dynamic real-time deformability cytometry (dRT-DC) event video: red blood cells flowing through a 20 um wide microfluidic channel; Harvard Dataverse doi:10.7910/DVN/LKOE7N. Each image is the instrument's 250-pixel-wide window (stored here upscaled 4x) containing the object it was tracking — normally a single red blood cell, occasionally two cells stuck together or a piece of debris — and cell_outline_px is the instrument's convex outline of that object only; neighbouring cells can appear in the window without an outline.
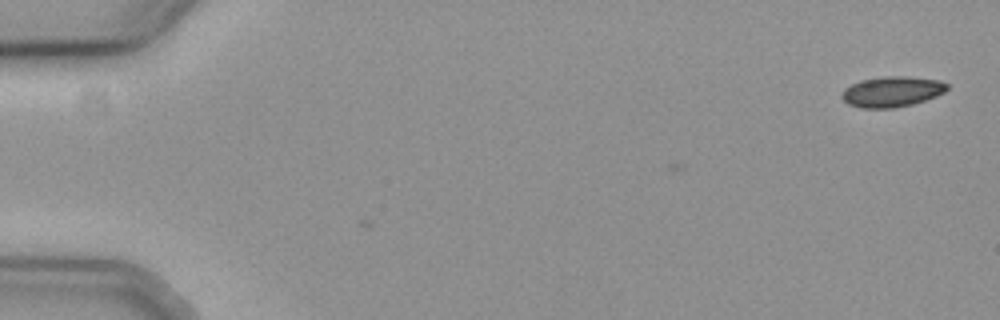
{"species": "common noctule bat (a hibernating species)", "species_latin": "Nyctalus noctula", "temperature_condition": "cold", "stored_images_in_passage": 3, "camera_frame_rate_fps": 3000, "um_per_image_px": 0.085, "animal": {"sex": "female", "body_mass_g": 19.3, "forearm_length_mm": 54.1}, "frame": {"image": 1, "passage_image": 1, "time_ms": 0.0, "image_size_px": [1000, 320], "cell_outline_px": [[948, 88], [944, 92], [936, 96], [912, 104], [892, 108], [860, 108], [848, 104], [840, 96], [840, 92], [844, 88], [860, 80], [884, 76], [908, 76], [940, 80], [948, 84]], "centroid_in_image_um": [75.79, 7.78], "position_along_channel_um": 9.2, "area_um2": 18.84}}